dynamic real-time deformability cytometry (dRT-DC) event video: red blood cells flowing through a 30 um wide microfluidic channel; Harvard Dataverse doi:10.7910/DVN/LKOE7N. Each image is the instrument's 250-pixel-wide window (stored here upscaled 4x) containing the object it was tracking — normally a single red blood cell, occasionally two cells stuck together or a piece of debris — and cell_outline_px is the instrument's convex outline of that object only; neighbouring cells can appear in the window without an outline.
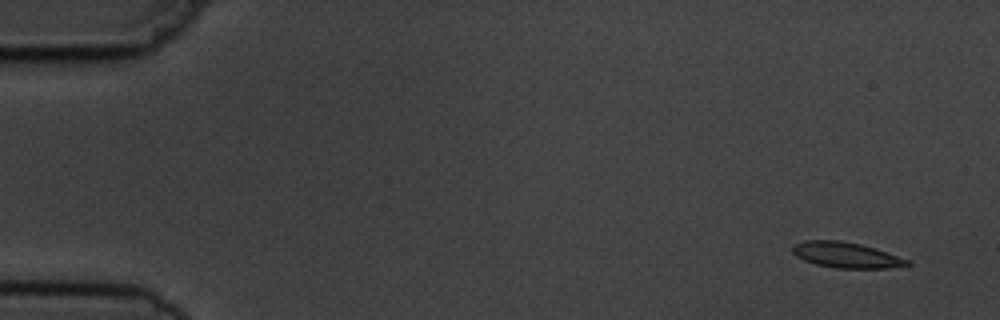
{"species": "common noctule bat (a hibernating species)", "species_latin": "Nyctalus noctula", "temperature_condition": "cold", "stored_images_in_passage": 6, "camera_frame_rate_fps": 3000, "um_per_image_px": 0.085, "animal": {"sex": "male", "body_mass_g": 19.5, "forearm_length_mm": 54.6}, "frame": {"image": 1, "passage_image": 2, "time_ms": 1.0, "image_size_px": [1000, 320], "cell_outline_px": [[912, 264], [888, 268], [836, 268], [816, 264], [804, 260], [796, 256], [792, 252], [792, 244], [804, 240], [840, 240], [860, 244], [908, 260]], "centroid_in_image_um": [71.83, 21.67], "position_along_channel_um": 13.2, "area_um2": 16.88}}
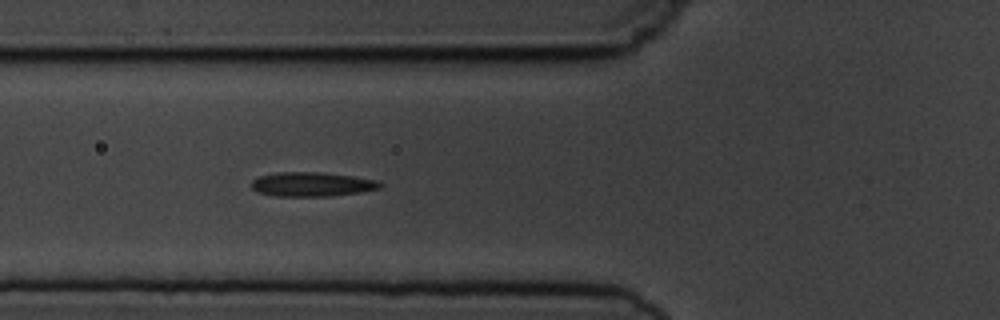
{"frame": {"image": 2, "passage_image": 6, "time_ms": 6.667, "image_size_px": [1000, 320], "cell_outline_px": [[384, 184], [380, 188], [360, 192], [332, 196], [276, 196], [256, 192], [252, 188], [252, 180], [260, 176], [276, 172], [324, 172], [380, 180]], "centroid_in_image_um": [26.54, 15.66], "position_along_channel_um": 99.3, "area_um2": 18.38}}